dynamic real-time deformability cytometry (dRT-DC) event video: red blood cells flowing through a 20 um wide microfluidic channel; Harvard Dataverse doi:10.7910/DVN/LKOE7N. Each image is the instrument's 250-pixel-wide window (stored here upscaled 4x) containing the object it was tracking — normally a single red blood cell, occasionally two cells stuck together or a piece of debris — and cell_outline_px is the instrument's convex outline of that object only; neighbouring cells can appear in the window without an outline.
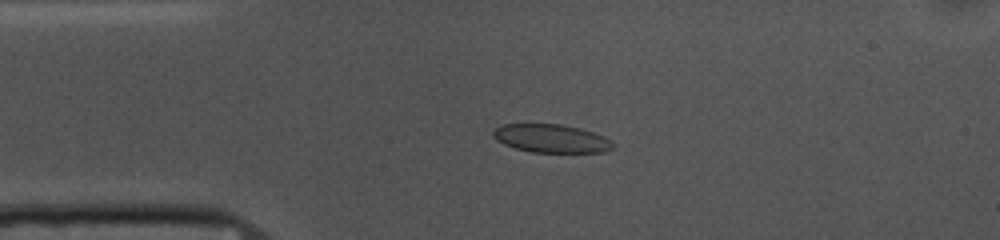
{"species": "common noctule bat (a hibernating species)", "species_latin": "Nyctalus noctula", "temperature_condition": "cold", "stored_images_in_passage": 43, "camera_frame_rate_fps": 3000, "um_per_image_px": 0.085, "animal": {"sex": "female", "body_mass_g": 10.0, "forearm_length_mm": 53.1}, "frame": {"image": 1, "passage_image": 1, "time_ms": 0.0, "image_size_px": [1000, 240], "cell_outline_px": [[612, 148], [604, 152], [532, 152], [516, 148], [504, 144], [496, 140], [492, 136], [492, 132], [500, 124], [560, 124], [580, 128], [604, 136], [612, 140]], "centroid_in_image_um": [46.83, 11.76], "position_along_channel_um": 38.2, "area_um2": 19.71}}
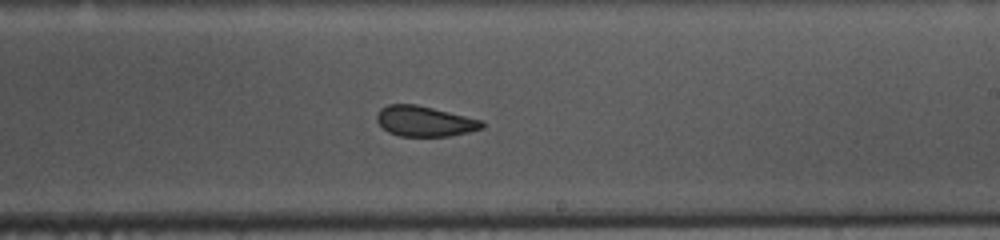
{"frame": {"image": 2, "passage_image": 20, "time_ms": 6.333, "image_size_px": [1000, 240], "cell_outline_px": [[484, 128], [468, 132], [448, 136], [400, 136], [388, 132], [376, 120], [376, 116], [380, 108], [388, 104], [416, 104], [484, 120]], "centroid_in_image_um": [36.1, 10.3], "position_along_channel_um": 252.9, "area_um2": 18.67}}
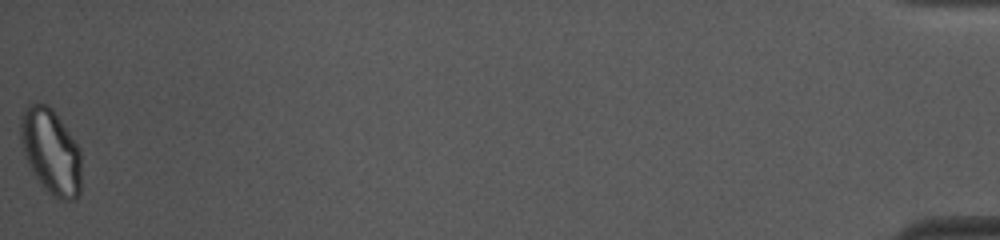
{"frame": {"image": 3, "passage_image": 43, "time_ms": 14.0, "image_size_px": [1000, 240], "cell_outline_px": [[80, 192], [76, 200], [64, 200], [52, 196], [40, 184], [32, 172], [28, 164], [20, 140], [20, 116], [24, 108], [28, 104], [48, 104], [52, 108], [80, 148]], "centroid_in_image_um": [4.31, 12.88], "position_along_channel_um": 430.9, "area_um2": 30.29}, "authors_computed_cell_mechanics": {"area_um2": 19.7098, "velocity_mm_per_s": 3.6943, "shape_relaxation_time_tau1_ms": null, "shape_relaxation_time_tau2_ms": 2.3601, "deformation_change_tau1": null, "deformation_change_tau2": 0.068}}